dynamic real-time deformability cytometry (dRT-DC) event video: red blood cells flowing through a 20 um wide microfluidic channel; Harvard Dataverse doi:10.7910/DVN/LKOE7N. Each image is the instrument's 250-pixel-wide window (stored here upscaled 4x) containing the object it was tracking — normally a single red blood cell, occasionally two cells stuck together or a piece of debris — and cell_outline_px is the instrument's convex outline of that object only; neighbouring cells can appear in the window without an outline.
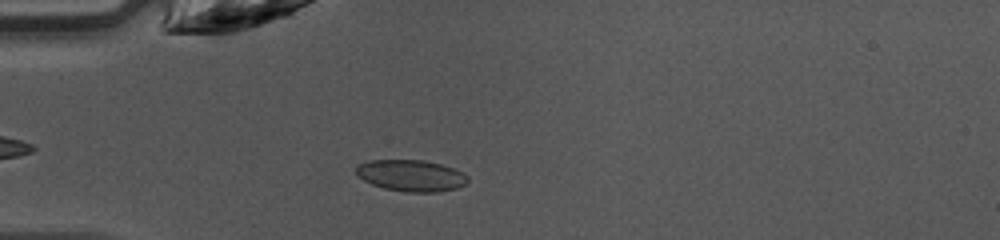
{"species": "common noctule bat (a hibernating species)", "species_latin": "Nyctalus noctula", "temperature_condition": "warm", "stored_images_in_passage": 28, "camera_frame_rate_fps": 3000, "um_per_image_px": 0.085, "animal": {"sex": "female", "body_mass_g": 10.0, "forearm_length_mm": 53.1}, "frame": {"image": 1, "passage_image": 2, "time_ms": 0.333, "image_size_px": [1000, 240], "cell_outline_px": [[468, 180], [464, 184], [456, 188], [436, 192], [408, 192], [384, 188], [372, 184], [356, 176], [356, 164], [368, 160], [424, 160], [440, 164], [464, 172], [468, 176]], "centroid_in_image_um": [34.91, 14.91], "position_along_channel_um": 50.1, "area_um2": 20.52}}
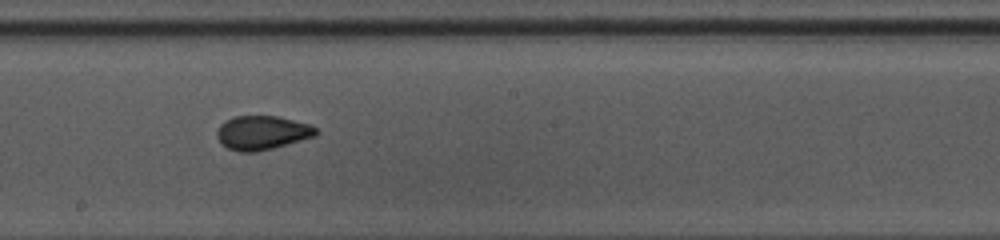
{"frame": {"image": 2, "passage_image": 15, "time_ms": 4.667, "image_size_px": [1000, 240], "cell_outline_px": [[320, 132], [316, 136], [272, 148], [256, 152], [240, 152], [228, 148], [220, 144], [216, 136], [216, 132], [220, 124], [224, 120], [232, 116], [276, 116], [308, 124], [316, 128]], "centroid_in_image_um": [22.24, 11.28], "position_along_channel_um": 226.0, "area_um2": 19.71}}
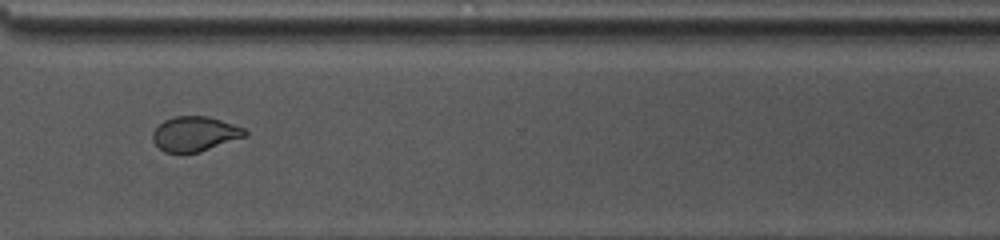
{"frame": {"image": 3, "passage_image": 24, "time_ms": 7.667, "image_size_px": [1000, 240], "cell_outline_px": [[248, 136], [200, 152], [164, 152], [152, 140], [152, 132], [164, 120], [176, 116], [208, 116], [244, 128], [248, 132]], "centroid_in_image_um": [16.58, 11.38], "position_along_channel_um": 354.0, "area_um2": 18.67}, "authors_computed_cell_mechanics": {"area_um2": 19.2474, "velocity_mm_per_s": 4.2885, "shape_relaxation_time_tau1_ms": 5.0074, "shape_relaxation_time_tau2_ms": 0.9211, "deformation_change_tau1": 0.1265, "deformation_change_tau2": 0.0487}}